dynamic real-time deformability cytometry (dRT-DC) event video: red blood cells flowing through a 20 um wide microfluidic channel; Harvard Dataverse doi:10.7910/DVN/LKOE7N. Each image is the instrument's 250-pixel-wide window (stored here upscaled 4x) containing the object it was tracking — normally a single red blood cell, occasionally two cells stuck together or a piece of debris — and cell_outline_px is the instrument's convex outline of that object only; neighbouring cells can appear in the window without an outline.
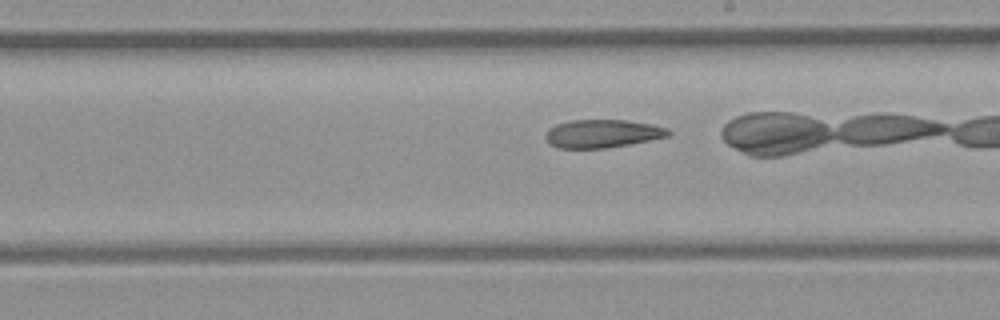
{"species": "common noctule bat (a hibernating species)", "species_latin": "Nyctalus noctula", "temperature_condition": "room temperature", "stored_images_in_passage": 25, "camera_frame_rate_fps": 3000, "um_per_image_px": 0.085, "animal": {"sex": "female", "body_mass_g": 21.9}, "frame": {"image": 1, "passage_image": 15, "time_ms": 4.667, "image_size_px": [1000, 320], "cell_outline_px": [[672, 132], [668, 136], [608, 148], [556, 148], [544, 136], [548, 128], [556, 124], [568, 120], [628, 120], [652, 124], [668, 128]], "centroid_in_image_um": [51.19, 11.34], "position_along_channel_um": 237.8, "area_um2": 20.17}}
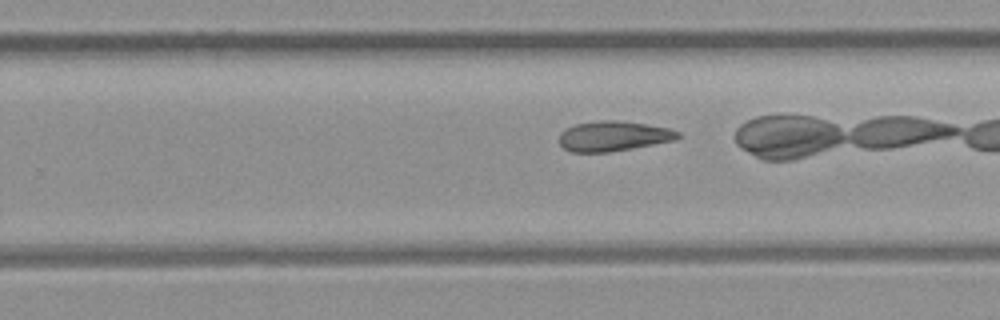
{"frame": {"image": 2, "passage_image": 18, "time_ms": 5.667, "image_size_px": [1000, 320], "cell_outline_px": [[680, 136], [676, 140], [632, 148], [608, 152], [572, 152], [564, 148], [560, 144], [560, 132], [576, 124], [600, 120], [616, 120], [648, 124], [668, 128], [680, 132]], "centroid_in_image_um": [52.16, 11.56], "position_along_channel_um": 277.6, "area_um2": 20.69}}